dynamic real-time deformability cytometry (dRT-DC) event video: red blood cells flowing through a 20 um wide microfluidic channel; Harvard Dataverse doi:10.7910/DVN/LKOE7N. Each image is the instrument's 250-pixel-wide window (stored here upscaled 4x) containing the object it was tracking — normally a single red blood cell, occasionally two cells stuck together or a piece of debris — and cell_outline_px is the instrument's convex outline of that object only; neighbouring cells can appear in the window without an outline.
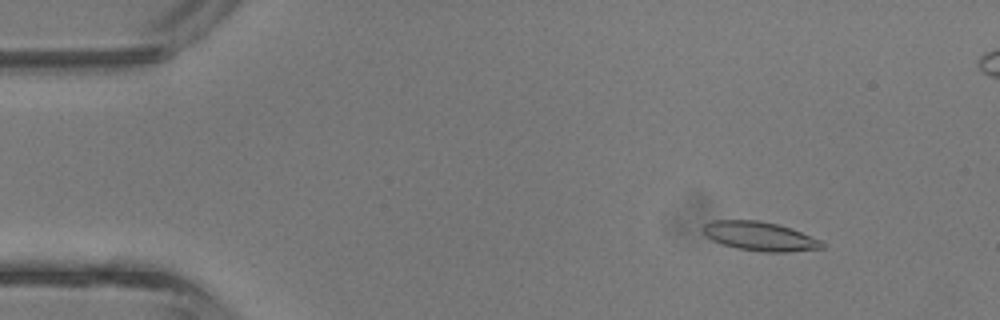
{"species": "common noctule bat (a hibernating species)", "species_latin": "Nyctalus noctula", "temperature_condition": "room temperature", "stored_images_in_passage": 10, "camera_frame_rate_fps": 3000, "um_per_image_px": 0.085, "animal": {"sex": "male", "body_mass_g": 13.3}, "frame": {"image": 1, "passage_image": 5, "time_ms": 1.333, "image_size_px": [1000, 320], "cell_outline_px": [[824, 248], [788, 252], [764, 252], [736, 248], [712, 240], [704, 232], [704, 224], [712, 220], [760, 220], [792, 228], [820, 240], [824, 244]], "centroid_in_image_um": [64.61, 20.08], "position_along_channel_um": 20.4, "area_um2": 20.0}}